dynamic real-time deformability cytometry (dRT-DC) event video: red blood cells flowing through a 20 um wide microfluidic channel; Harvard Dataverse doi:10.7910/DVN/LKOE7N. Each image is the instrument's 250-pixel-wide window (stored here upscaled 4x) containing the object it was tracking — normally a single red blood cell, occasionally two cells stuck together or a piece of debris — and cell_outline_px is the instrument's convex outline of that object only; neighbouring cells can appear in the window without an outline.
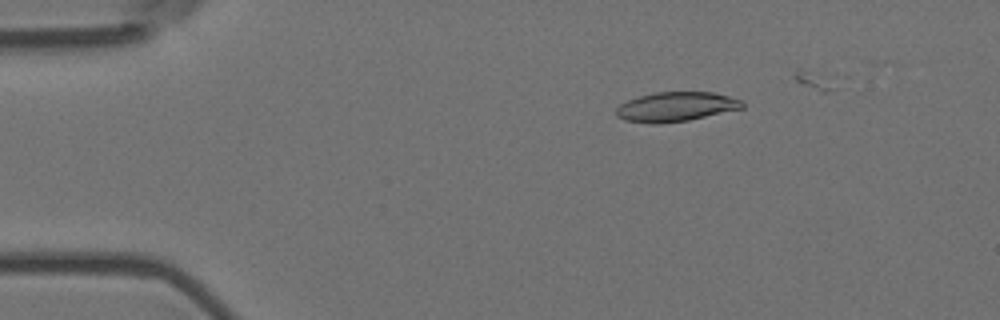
{"species": "Egyptian fruit bat (a non-hibernating species)", "species_latin": "Rousettus aegyptiacus", "temperature_condition": "room temperature", "stored_images_in_passage": 6, "camera_frame_rate_fps": 3000, "um_per_image_px": 0.085, "animal": {"sex": "female"}, "frame": {"image": 1, "passage_image": 3, "time_ms": 0.667, "image_size_px": [1000, 320], "cell_outline_px": [[744, 108], [688, 120], [660, 124], [652, 124], [624, 120], [616, 116], [616, 108], [620, 104], [628, 100], [640, 96], [656, 92], [712, 92], [744, 100]], "centroid_in_image_um": [57.46, 9.08], "position_along_channel_um": 27.5, "area_um2": 21.73}}